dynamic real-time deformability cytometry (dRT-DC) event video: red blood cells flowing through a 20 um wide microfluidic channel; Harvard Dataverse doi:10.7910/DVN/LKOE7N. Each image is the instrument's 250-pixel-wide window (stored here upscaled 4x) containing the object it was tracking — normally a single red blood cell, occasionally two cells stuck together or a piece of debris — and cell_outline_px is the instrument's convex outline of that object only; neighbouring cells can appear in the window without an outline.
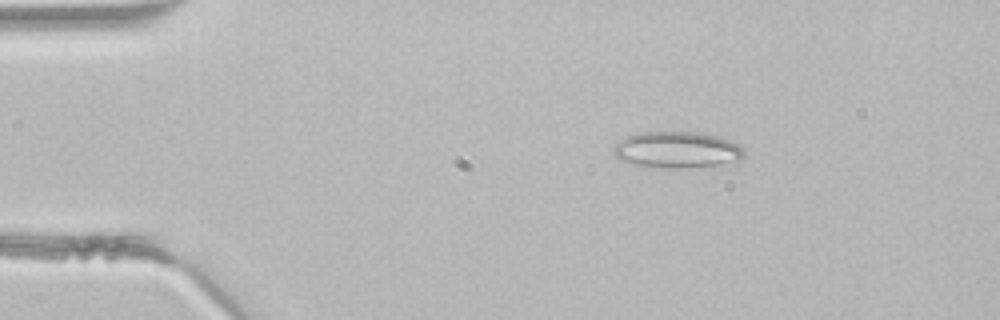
{"species": "common noctule bat (a hibernating species)", "species_latin": "Nyctalus noctula", "temperature_condition": "room temperature", "stored_images_in_passage": 2, "camera_frame_rate_fps": 3000, "um_per_image_px": 0.085, "animal": {"sex": "male", "body_mass_g": 21.5, "forearm_length_mm": 52.0}, "frame": {"image": 1, "passage_image": 1, "time_ms": 0.0, "image_size_px": [1000, 320], "cell_outline_px": [[744, 156], [740, 160], [716, 164], [688, 168], [672, 168], [632, 164], [620, 160], [612, 152], [612, 148], [620, 140], [628, 136], [640, 132], [700, 132], [720, 136], [744, 148]], "centroid_in_image_um": [57.53, 12.72], "position_along_channel_um": 27.5, "area_um2": 27.57}}